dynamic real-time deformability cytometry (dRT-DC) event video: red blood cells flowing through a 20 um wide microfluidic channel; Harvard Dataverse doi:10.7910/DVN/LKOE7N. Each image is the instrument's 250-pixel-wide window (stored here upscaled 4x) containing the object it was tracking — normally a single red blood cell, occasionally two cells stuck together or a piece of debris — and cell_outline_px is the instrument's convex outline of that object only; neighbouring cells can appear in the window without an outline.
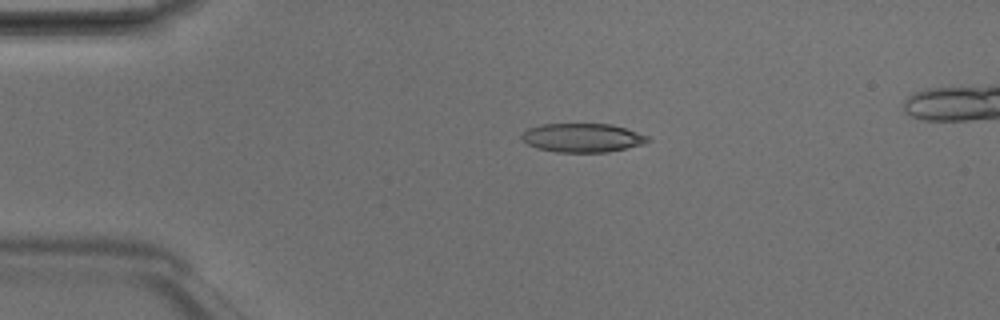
{"species": "Egyptian fruit bat (a non-hibernating species)", "species_latin": "Rousettus aegyptiacus", "temperature_condition": "room temperature", "stored_images_in_passage": 3, "camera_frame_rate_fps": 3000, "um_per_image_px": 0.085, "animal": {"sex": "male"}, "frame": {"image": 1, "passage_image": 1, "time_ms": 0.0, "image_size_px": [1000, 320], "cell_outline_px": [[652, 140], [644, 144], [608, 152], [556, 152], [536, 148], [520, 140], [520, 136], [528, 128], [540, 124], [612, 124], [648, 136]], "centroid_in_image_um": [49.48, 11.71], "position_along_channel_um": 35.5, "area_um2": 21.27}}